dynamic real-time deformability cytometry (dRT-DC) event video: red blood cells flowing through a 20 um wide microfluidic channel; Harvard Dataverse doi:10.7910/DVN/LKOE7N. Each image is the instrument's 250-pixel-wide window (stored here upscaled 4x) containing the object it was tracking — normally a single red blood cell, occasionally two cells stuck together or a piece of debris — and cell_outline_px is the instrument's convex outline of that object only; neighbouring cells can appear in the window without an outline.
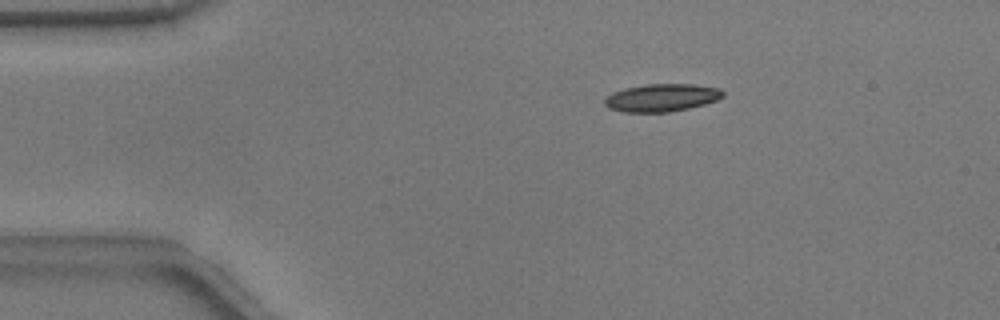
{"species": "common noctule bat (a hibernating species)", "species_latin": "Nyctalus noctula", "temperature_condition": "warm", "stored_images_in_passage": 54, "camera_frame_rate_fps": 3000, "um_per_image_px": 0.085, "animal": {"sex": "male", "body_mass_g": 17.9}, "frame": {"image": 1, "passage_image": 10, "time_ms": 3.0, "image_size_px": [1000, 320], "cell_outline_px": [[724, 96], [716, 100], [704, 104], [688, 108], [668, 112], [620, 112], [608, 108], [604, 104], [604, 100], [612, 92], [624, 88], [644, 84], [692, 84], [720, 88], [724, 92]], "centroid_in_image_um": [56.22, 8.3], "position_along_channel_um": 28.8, "area_um2": 19.19}}
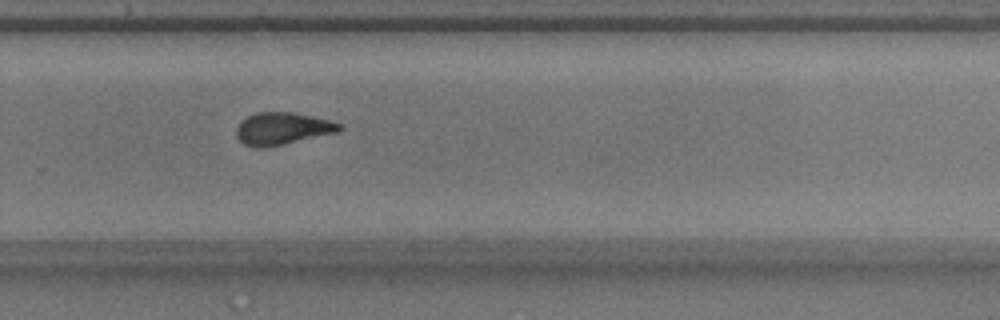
{"frame": {"image": 2, "passage_image": 36, "time_ms": 11.667, "image_size_px": [1000, 320], "cell_outline_px": [[344, 128], [340, 132], [280, 144], [244, 144], [236, 136], [236, 128], [248, 116], [256, 112], [292, 112], [312, 116], [328, 120], [340, 124]], "centroid_in_image_um": [24.07, 10.88], "position_along_channel_um": 305.7, "area_um2": 18.5}}
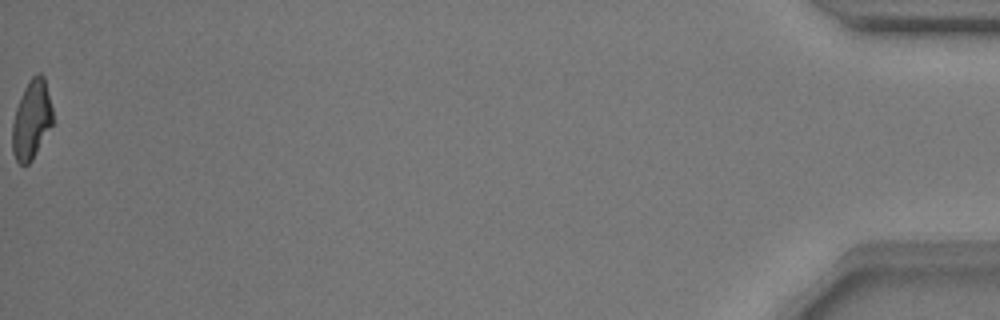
{"frame": {"image": 3, "passage_image": 54, "time_ms": 17.667, "image_size_px": [1000, 320], "cell_outline_px": [[52, 124], [32, 160], [28, 164], [20, 164], [16, 160], [12, 152], [12, 124], [16, 108], [20, 96], [24, 88], [32, 76], [40, 72], [44, 76], [52, 108]], "centroid_in_image_um": [2.66, 10.17], "position_along_channel_um": 432.5, "area_um2": 18.44}, "authors_computed_cell_mechanics": {"area_um2": 19.1896, "velocity_mm_per_s": 3.8036, "shape_relaxation_time_tau1_ms": 5.2517, "shape_relaxation_time_tau2_ms": 1.9035, "deformation_change_tau1": 0.1928, "deformation_change_tau2": 0.0889}}